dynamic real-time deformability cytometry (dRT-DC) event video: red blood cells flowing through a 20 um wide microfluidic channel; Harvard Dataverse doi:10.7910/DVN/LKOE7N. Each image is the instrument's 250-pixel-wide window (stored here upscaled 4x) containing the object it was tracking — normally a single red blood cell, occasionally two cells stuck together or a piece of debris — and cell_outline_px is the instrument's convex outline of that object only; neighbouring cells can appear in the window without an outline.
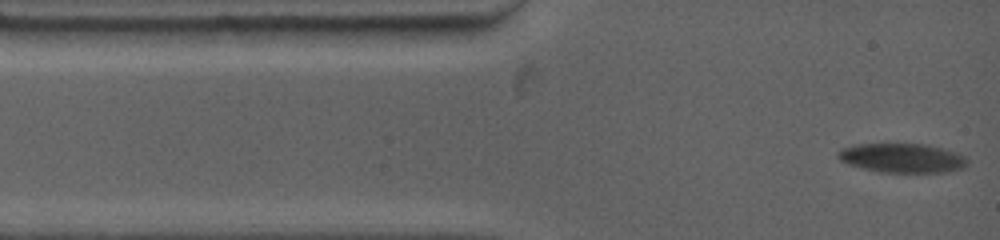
{"species": "common noctule bat (a hibernating species)", "species_latin": "Nyctalus noctula", "temperature_condition": "warm", "stored_images_in_passage": 32, "camera_frame_rate_fps": 4500, "um_per_image_px": 0.085, "animal": {"sex": "female", "body_mass_g": 19.0, "forearm_length_mm": 53.3}, "frame": {"image": 1, "passage_image": 1, "time_ms": 0.0, "image_size_px": [1000, 240], "cell_outline_px": [[968, 164], [964, 168], [948, 172], [876, 172], [848, 164], [840, 160], [836, 156], [836, 152], [840, 148], [852, 144], [888, 140], [928, 144], [944, 148], [956, 152], [964, 156], [968, 160]], "centroid_in_image_um": [76.62, 13.36], "position_along_channel_um": 8.4, "area_um2": 23.52}}
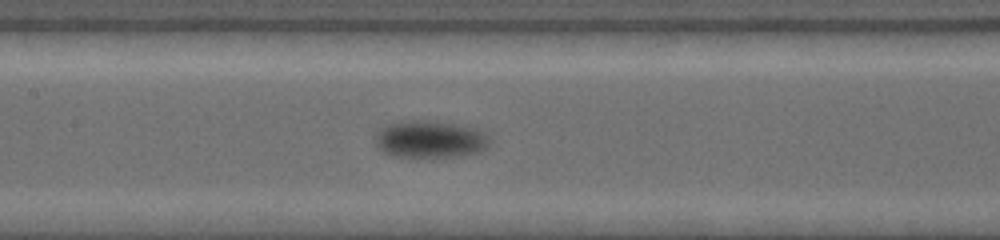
{"frame": {"image": 2, "passage_image": 12, "time_ms": 5.778, "image_size_px": [1000, 240], "cell_outline_px": [[488, 144], [480, 152], [460, 156], [392, 156], [384, 152], [376, 144], [376, 136], [380, 128], [384, 124], [400, 120], [448, 124], [476, 132], [484, 136]], "centroid_in_image_um": [36.39, 11.87], "position_along_channel_um": 171.0, "area_um2": 23.35}}
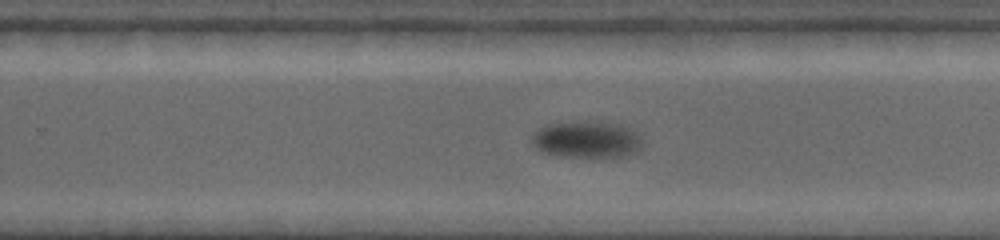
{"frame": {"image": 3, "passage_image": 18, "time_ms": 8.889, "image_size_px": [1000, 240], "cell_outline_px": [[640, 144], [632, 152], [620, 156], [560, 156], [544, 152], [536, 148], [532, 144], [532, 136], [536, 132], [552, 124], [620, 124], [632, 132], [640, 140]], "centroid_in_image_um": [49.79, 11.91], "position_along_channel_um": 280.0, "area_um2": 21.68}, "authors_computed_cell_mechanics": {"area_um2": 22.7154, "velocity_mm_per_s": 3.521, "shape_relaxation_time_tau1_ms": 2.9266, "shape_relaxation_time_tau2_ms": null, "deformation_change_tau1": 0.1477, "deformation_change_tau2": null}}